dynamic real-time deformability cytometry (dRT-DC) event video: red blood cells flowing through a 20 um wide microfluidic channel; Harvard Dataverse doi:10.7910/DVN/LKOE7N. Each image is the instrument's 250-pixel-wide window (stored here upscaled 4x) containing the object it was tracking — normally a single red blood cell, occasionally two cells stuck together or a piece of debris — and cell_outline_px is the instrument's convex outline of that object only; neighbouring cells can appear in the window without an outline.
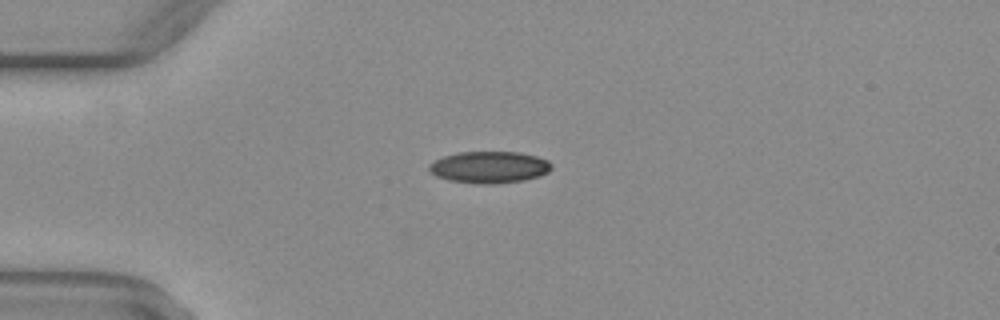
{"species": "common noctule bat (a hibernating species)", "species_latin": "Nyctalus noctula", "temperature_condition": "warm", "stored_images_in_passage": 13, "camera_frame_rate_fps": 3000, "um_per_image_px": 0.085, "animal": {"sex": "female", "body_mass_g": 29.2, "forearm_length_mm": 56.3}, "frame": {"image": 1, "passage_image": 9, "time_ms": 2.667, "image_size_px": [1000, 320], "cell_outline_px": [[552, 168], [548, 172], [540, 176], [524, 180], [496, 184], [480, 184], [448, 180], [436, 176], [428, 168], [428, 164], [444, 156], [460, 152], [520, 152], [536, 156], [548, 160], [552, 164]], "centroid_in_image_um": [41.62, 14.21], "position_along_channel_um": 43.4, "area_um2": 22.72}}